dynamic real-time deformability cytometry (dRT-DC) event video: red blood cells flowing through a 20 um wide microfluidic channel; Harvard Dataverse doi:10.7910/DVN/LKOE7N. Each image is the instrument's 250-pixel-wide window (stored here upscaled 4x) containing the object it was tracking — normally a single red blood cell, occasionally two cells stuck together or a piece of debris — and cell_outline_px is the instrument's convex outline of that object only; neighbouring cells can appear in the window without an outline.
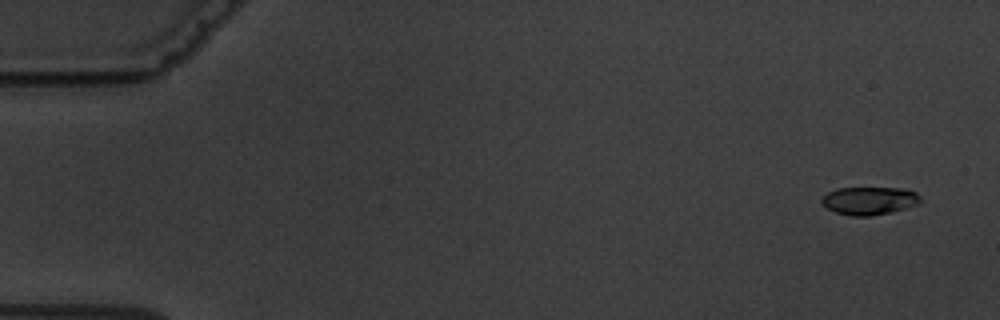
{"species": "common noctule bat (a hibernating species)", "species_latin": "Nyctalus noctula", "temperature_condition": "warm", "stored_images_in_passage": 6, "segment_of_instrument_passage": [1, 2], "camera_frame_rate_fps": 3000, "um_per_image_px": 0.085, "animal": {"sex": "male", "body_mass_g": 19.5, "forearm_length_mm": 54.6}, "frame": {"image": 1, "passage_image": 1, "time_ms": 0.0, "image_size_px": [1000, 320], "cell_outline_px": [[920, 204], [872, 216], [852, 216], [836, 212], [828, 208], [820, 200], [828, 192], [836, 188], [904, 188], [916, 192], [920, 196]], "centroid_in_image_um": [73.91, 17.05], "position_along_channel_um": 11.1, "area_um2": 15.95}}